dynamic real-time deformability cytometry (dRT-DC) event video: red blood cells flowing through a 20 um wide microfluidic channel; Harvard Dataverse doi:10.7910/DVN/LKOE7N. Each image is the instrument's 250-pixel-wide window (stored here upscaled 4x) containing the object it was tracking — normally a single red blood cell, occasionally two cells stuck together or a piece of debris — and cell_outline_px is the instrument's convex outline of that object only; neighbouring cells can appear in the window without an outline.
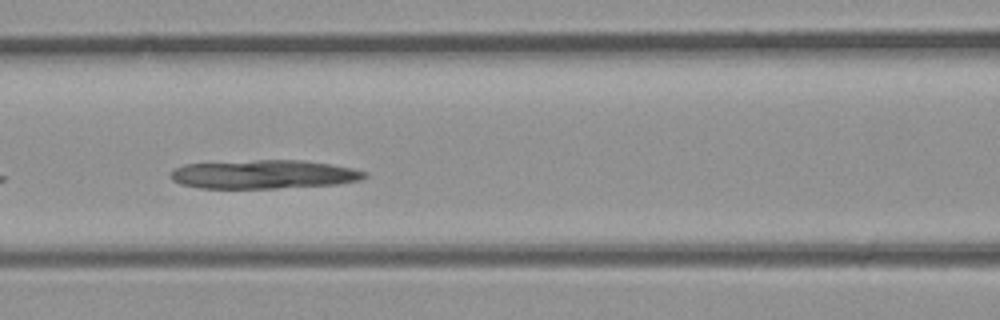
{"species": "common noctule bat (a hibernating species)", "species_latin": "Nyctalus noctula", "temperature_condition": "room temperature", "stored_images_in_passage": 23, "camera_frame_rate_fps": 3000, "um_per_image_px": 0.085, "animal": {"sex": "male", "body_mass_g": 23.1, "forearm_length_mm": 52.7}, "frame": {"image": 1, "passage_image": 10, "time_ms": 3.0, "image_size_px": [1000, 320], "cell_outline_px": [[368, 176], [360, 180], [336, 184], [276, 188], [200, 188], [180, 184], [172, 180], [168, 176], [176, 168], [184, 164], [256, 160], [304, 160], [352, 168], [368, 172]], "centroid_in_image_um": [22.41, 14.82], "position_along_channel_um": 144.2, "area_um2": 32.43}}
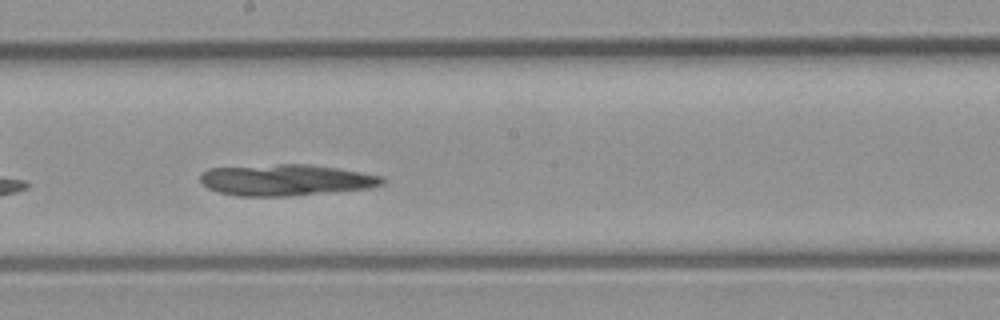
{"frame": {"image": 2, "passage_image": 14, "time_ms": 4.333, "image_size_px": [1000, 320], "cell_outline_px": [[384, 184], [372, 188], [288, 196], [236, 196], [220, 192], [208, 188], [200, 180], [200, 172], [208, 168], [280, 164], [308, 164], [336, 168], [384, 176]], "centroid_in_image_um": [24.3, 15.3], "position_along_channel_um": 223.9, "area_um2": 33.23}}